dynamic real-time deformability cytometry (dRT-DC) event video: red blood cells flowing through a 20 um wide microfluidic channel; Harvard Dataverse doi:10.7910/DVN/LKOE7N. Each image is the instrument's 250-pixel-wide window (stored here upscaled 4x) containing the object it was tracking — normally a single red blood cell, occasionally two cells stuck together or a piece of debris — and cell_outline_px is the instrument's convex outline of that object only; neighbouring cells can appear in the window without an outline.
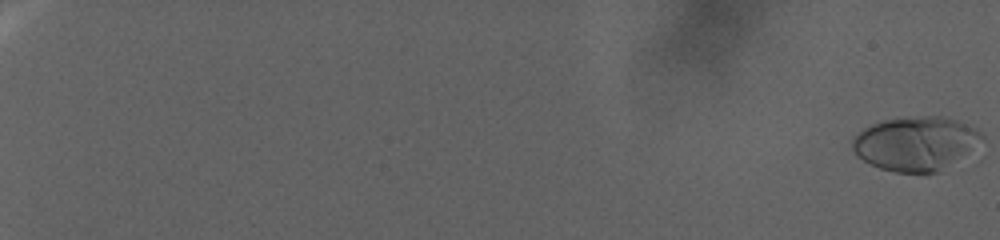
{"species": "human", "species_latin": "Homo sapiens", "temperature_condition": "warm", "stored_images_in_passage": 116, "camera_frame_rate_fps": 3000, "um_per_image_px": 0.085, "donor": {"sex": "female"}, "frame": {"image": 1, "passage_image": 1, "time_ms": 0.0, "image_size_px": [1000, 240], "cell_outline_px": [[984, 136], [936, 172], [896, 172], [880, 168], [864, 160], [852, 148], [852, 140], [864, 128], [872, 124], [884, 120], [920, 116], [940, 116], [956, 120], [984, 132]], "centroid_in_image_um": [77.75, 12.16], "position_along_channel_um": 7.2, "area_um2": 39.02}}
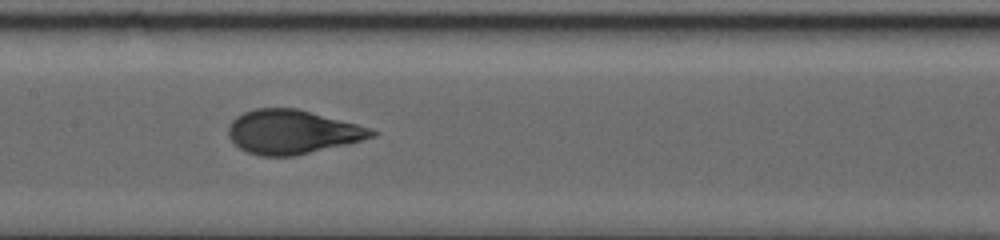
{"frame": {"image": 2, "passage_image": 69, "time_ms": 22.667, "image_size_px": [1000, 240], "cell_outline_px": [[380, 132], [376, 136], [348, 144], [296, 156], [260, 156], [248, 152], [240, 148], [228, 136], [228, 128], [232, 120], [236, 116], [244, 112], [256, 108], [296, 108], [356, 124]], "centroid_in_image_um": [24.84, 11.22], "position_along_channel_um": 182.6, "area_um2": 36.65}}
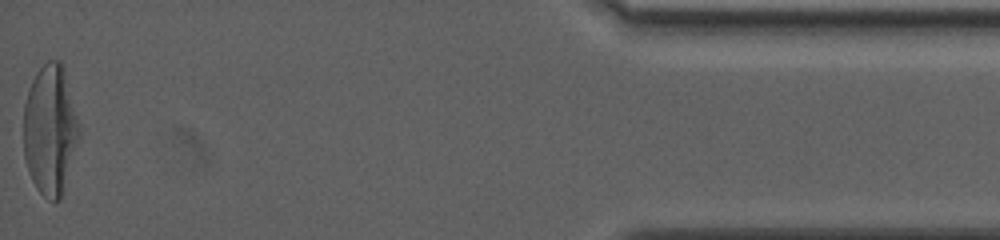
{"frame": {"image": 3, "passage_image": 116, "time_ms": 38.333, "image_size_px": [1000, 240], "cell_outline_px": [[80, 136], [60, 200], [52, 200], [44, 196], [36, 188], [32, 180], [24, 156], [24, 104], [32, 80], [36, 72], [48, 60], [60, 60], [64, 68], [80, 124]], "centroid_in_image_um": [4.28, 11.01], "position_along_channel_um": 430.9, "area_um2": 42.02}}